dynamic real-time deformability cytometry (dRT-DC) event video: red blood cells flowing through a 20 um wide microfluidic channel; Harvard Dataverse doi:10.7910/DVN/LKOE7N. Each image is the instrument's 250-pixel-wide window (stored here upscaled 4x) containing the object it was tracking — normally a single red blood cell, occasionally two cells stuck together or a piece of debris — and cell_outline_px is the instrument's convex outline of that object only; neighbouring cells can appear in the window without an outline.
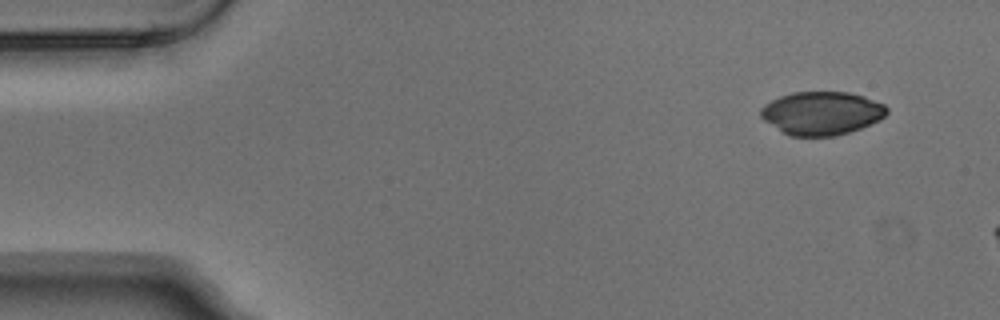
{"species": "Egyptian fruit bat (a non-hibernating species)", "species_latin": "Rousettus aegyptiacus", "temperature_condition": "warm", "stored_images_in_passage": 4, "camera_frame_rate_fps": 3000, "um_per_image_px": 0.085, "animal": {"sex": "male"}, "frame": {"image": 1, "passage_image": 1, "time_ms": 0.0, "image_size_px": [1000, 320], "cell_outline_px": [[888, 112], [880, 120], [860, 128], [836, 136], [788, 136], [764, 120], [760, 116], [760, 108], [764, 104], [780, 96], [792, 92], [848, 92], [864, 96], [884, 104], [888, 108]], "centroid_in_image_um": [69.83, 9.62], "position_along_channel_um": 15.2, "area_um2": 31.91}}